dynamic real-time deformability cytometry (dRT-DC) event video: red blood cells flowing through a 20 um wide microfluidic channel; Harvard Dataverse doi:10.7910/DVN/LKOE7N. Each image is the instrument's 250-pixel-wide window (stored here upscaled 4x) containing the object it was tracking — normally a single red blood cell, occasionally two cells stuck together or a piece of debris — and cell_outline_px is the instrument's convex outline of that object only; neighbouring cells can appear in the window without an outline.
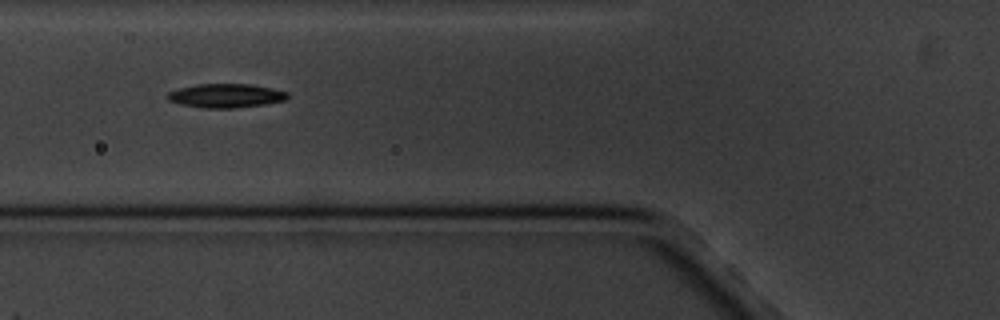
{"species": "common noctule bat (a hibernating species)", "species_latin": "Nyctalus noctula", "temperature_condition": "cold", "stored_images_in_passage": 10, "camera_frame_rate_fps": 3000, "um_per_image_px": 0.085, "animal": {"sex": "male", "body_mass_g": 20.1, "forearm_length_mm": 53.5}, "frame": {"image": 1, "passage_image": 4, "time_ms": 3.333, "image_size_px": [1000, 320], "cell_outline_px": [[288, 100], [264, 104], [236, 108], [204, 108], [180, 104], [168, 100], [168, 92], [180, 88], [196, 84], [252, 84], [272, 88], [288, 92]], "centroid_in_image_um": [19.23, 8.13], "position_along_channel_um": 106.6, "area_um2": 16.76}}
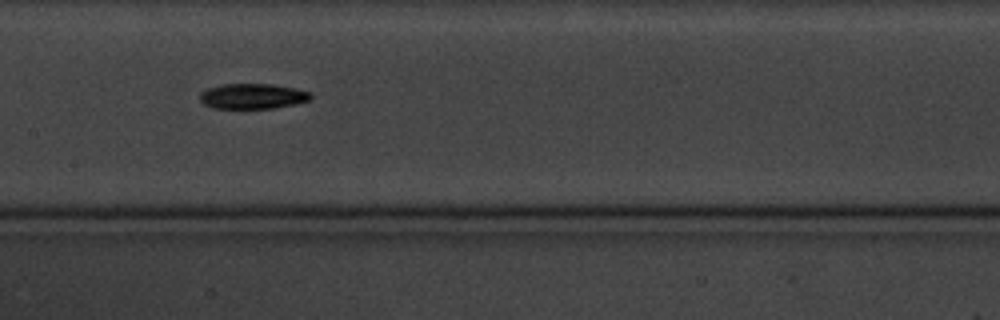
{"frame": {"image": 2, "passage_image": 6, "time_ms": 5.667, "image_size_px": [1000, 320], "cell_outline_px": [[312, 96], [308, 100], [292, 104], [272, 108], [212, 108], [204, 104], [200, 100], [200, 92], [208, 88], [224, 84], [272, 84], [296, 88], [312, 92]], "centroid_in_image_um": [21.46, 8.17], "position_along_channel_um": 185.9, "area_um2": 16.24}}
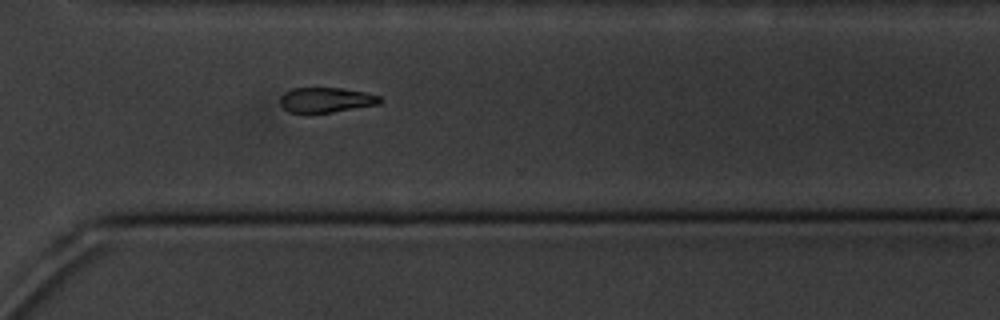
{"frame": {"image": 3, "passage_image": 10, "time_ms": 10.333, "image_size_px": [1000, 320], "cell_outline_px": [[384, 100], [380, 104], [308, 116], [288, 112], [280, 104], [280, 96], [284, 92], [292, 88], [340, 88], [364, 92], [380, 96]], "centroid_in_image_um": [27.66, 8.53], "position_along_channel_um": 342.9, "area_um2": 15.14}}